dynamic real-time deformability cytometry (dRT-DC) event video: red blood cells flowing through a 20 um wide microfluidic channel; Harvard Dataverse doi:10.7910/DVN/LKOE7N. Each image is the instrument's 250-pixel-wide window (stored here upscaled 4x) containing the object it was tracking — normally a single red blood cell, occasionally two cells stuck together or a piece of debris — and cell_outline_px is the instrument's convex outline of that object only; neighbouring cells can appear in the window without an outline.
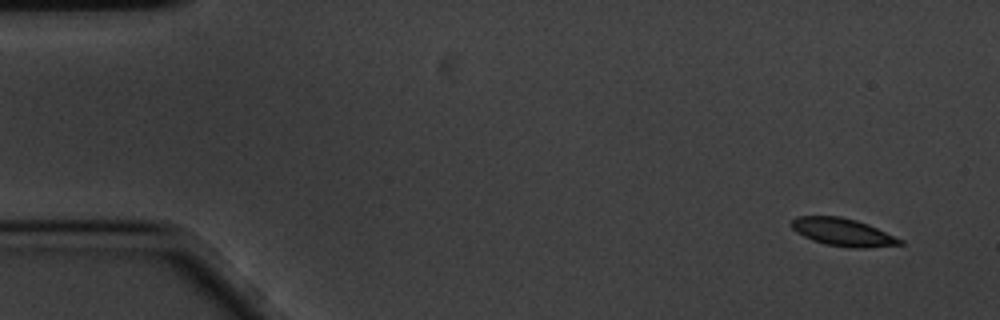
{"species": "common noctule bat (a hibernating species)", "species_latin": "Nyctalus noctula", "temperature_condition": "cold", "stored_images_in_passage": 56, "camera_frame_rate_fps": 3000, "um_per_image_px": 0.085, "animal": {"sex": "male", "body_mass_g": 20.1, "forearm_length_mm": 53.5}, "frame": {"image": 1, "passage_image": 1, "time_ms": 0.0, "image_size_px": [1000, 320], "cell_outline_px": [[904, 244], [864, 248], [848, 248], [824, 244], [812, 240], [796, 232], [792, 228], [792, 220], [796, 216], [840, 216], [856, 220], [868, 224], [904, 240]], "centroid_in_image_um": [71.65, 19.74], "position_along_channel_um": 13.3, "area_um2": 17.57}}
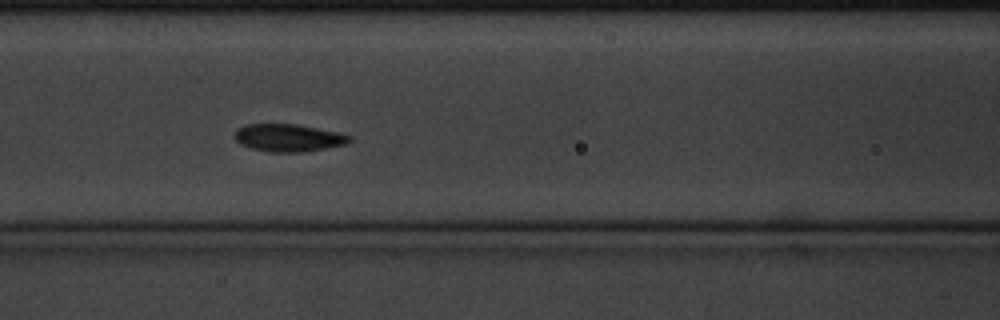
{"frame": {"image": 2, "passage_image": 22, "time_ms": 7.0, "image_size_px": [1000, 320], "cell_outline_px": [[352, 140], [344, 144], [304, 152], [268, 152], [252, 148], [240, 144], [232, 136], [236, 128], [244, 124], [296, 124], [336, 132], [352, 136]], "centroid_in_image_um": [24.44, 11.71], "position_along_channel_um": 142.2, "area_um2": 18.44}}
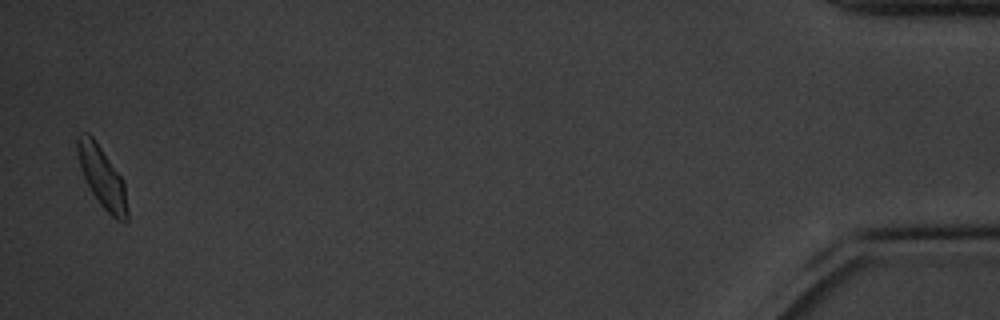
{"frame": {"image": 3, "passage_image": 55, "time_ms": 18.0, "image_size_px": [1000, 320], "cell_outline_px": [[128, 220], [124, 224], [116, 220], [100, 204], [92, 192], [80, 168], [76, 152], [76, 136], [80, 132], [88, 132], [92, 136], [124, 180], [128, 208]], "centroid_in_image_um": [8.69, 15.06], "position_along_channel_um": 426.5, "area_um2": 17.92}, "authors_computed_cell_mechanics": {"area_um2": 17.8313, "velocity_mm_per_s": 3.397, "shape_relaxation_time_tau1_ms": 1.8604, "shape_relaxation_time_tau2_ms": 3.3004, "deformation_change_tau1": 0.1023, "deformation_change_tau2": 0.0577}}